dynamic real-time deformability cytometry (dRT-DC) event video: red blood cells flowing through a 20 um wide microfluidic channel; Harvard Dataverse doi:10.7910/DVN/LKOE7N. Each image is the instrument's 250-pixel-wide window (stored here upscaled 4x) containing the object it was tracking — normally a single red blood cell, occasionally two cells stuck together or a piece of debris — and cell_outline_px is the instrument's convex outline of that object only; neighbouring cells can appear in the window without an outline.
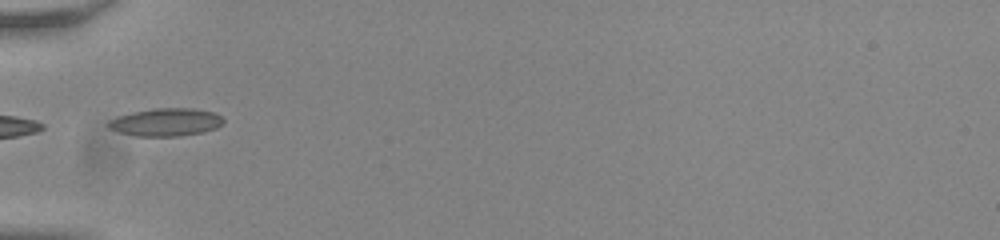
{"species": "common noctule bat (a hibernating species)", "species_latin": "Nyctalus noctula", "temperature_condition": "room temperature", "stored_images_in_passage": 36, "camera_frame_rate_fps": 3000, "um_per_image_px": 0.085, "animal": {"sex": "male", "body_mass_g": 20.0, "forearm_length_mm": 53.3}, "frame": {"image": 1, "passage_image": 1, "time_ms": 0.0, "image_size_px": [1000, 240], "cell_outline_px": [[224, 120], [216, 128], [204, 132], [180, 136], [136, 136], [120, 132], [108, 128], [108, 120], [132, 112], [156, 108], [192, 108], [212, 112], [220, 116]], "centroid_in_image_um": [14.09, 10.39], "position_along_channel_um": 70.9, "area_um2": 18.5}}
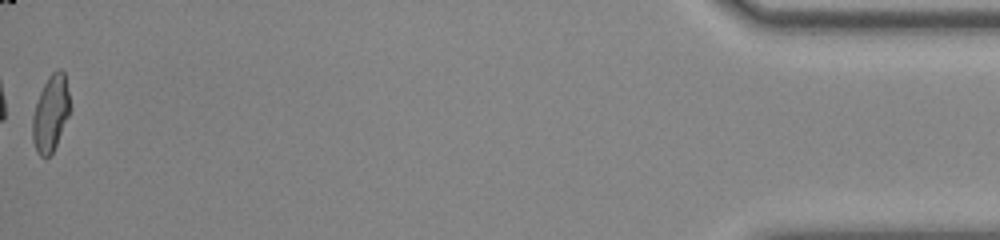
{"frame": {"image": 2, "passage_image": 36, "time_ms": 11.667, "image_size_px": [1000, 240], "cell_outline_px": [[72, 108], [56, 144], [52, 152], [48, 156], [40, 156], [36, 152], [32, 140], [32, 116], [40, 92], [48, 76], [52, 72], [60, 68], [64, 72]], "centroid_in_image_um": [4.31, 9.62], "position_along_channel_um": 430.9, "area_um2": 16.7}, "authors_computed_cell_mechanics": {"area_um2": 16.7042, "velocity_mm_per_s": 3.8192, "shape_relaxation_time_tau1_ms": null, "shape_relaxation_time_tau2_ms": 1.067, "deformation_change_tau1": null, "deformation_change_tau2": 0.0685}}